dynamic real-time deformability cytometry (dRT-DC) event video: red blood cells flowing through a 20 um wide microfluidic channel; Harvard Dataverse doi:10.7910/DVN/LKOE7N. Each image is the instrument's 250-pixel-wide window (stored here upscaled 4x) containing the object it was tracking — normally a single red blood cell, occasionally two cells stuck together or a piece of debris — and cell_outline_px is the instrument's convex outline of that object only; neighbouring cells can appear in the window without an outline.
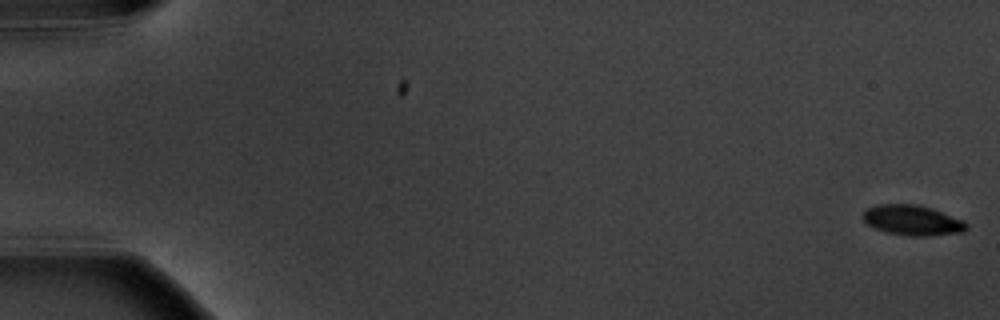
{"species": "common noctule bat (a hibernating species)", "species_latin": "Nyctalus noctula", "temperature_condition": "warm", "stored_images_in_passage": 5, "camera_frame_rate_fps": 3000, "um_per_image_px": 0.085, "animal": {"sex": "male", "body_mass_g": 20.1, "forearm_length_mm": 53.5}, "frame": {"image": 1, "passage_image": 1, "time_ms": 0.0, "image_size_px": [1000, 320], "cell_outline_px": [[968, 228], [964, 232], [928, 236], [908, 236], [884, 232], [868, 224], [860, 216], [868, 208], [876, 204], [916, 204], [932, 208], [964, 220], [968, 224]], "centroid_in_image_um": [77.57, 18.72], "position_along_channel_um": 7.4, "area_um2": 18.44}}
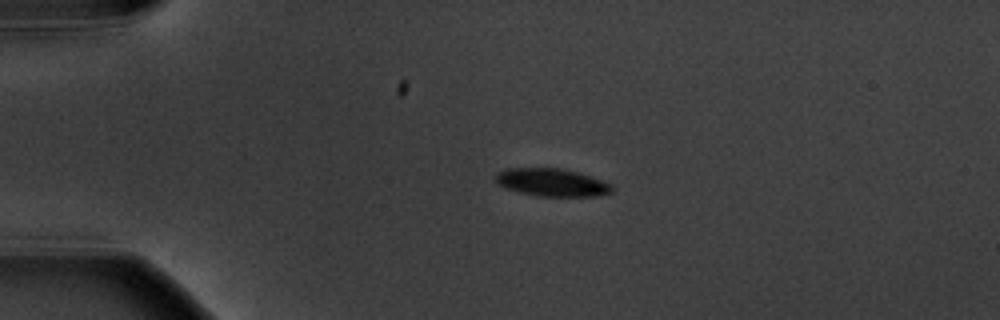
{"frame": {"image": 2, "passage_image": 4, "time_ms": 4.333, "image_size_px": [1000, 320], "cell_outline_px": [[616, 188], [612, 192], [596, 196], [540, 196], [520, 192], [504, 188], [496, 184], [492, 180], [496, 172], [504, 168], [564, 168], [580, 172], [592, 176], [612, 184]], "centroid_in_image_um": [46.88, 15.49], "position_along_channel_um": 38.1, "area_um2": 19.36}}